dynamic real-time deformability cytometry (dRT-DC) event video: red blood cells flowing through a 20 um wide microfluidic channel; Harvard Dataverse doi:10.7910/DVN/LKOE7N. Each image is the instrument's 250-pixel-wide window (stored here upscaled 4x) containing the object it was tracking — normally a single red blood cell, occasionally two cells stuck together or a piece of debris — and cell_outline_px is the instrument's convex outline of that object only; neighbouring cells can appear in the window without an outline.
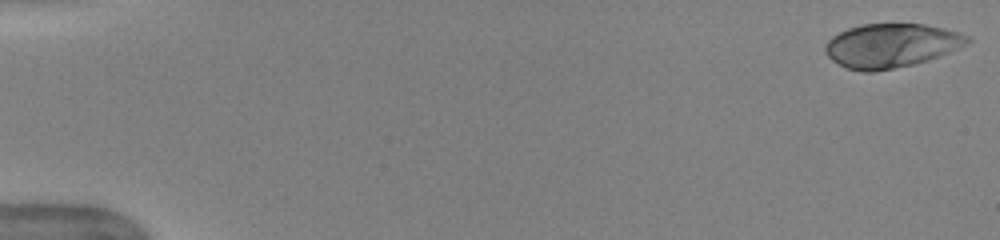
{"species": "human", "species_latin": "Homo sapiens", "temperature_condition": "warm", "stored_images_in_passage": 51, "camera_frame_rate_fps": 3000, "um_per_image_px": 0.085, "donor": {"sex": "female"}, "frame": {"image": 1, "passage_image": 1, "time_ms": 0.0, "image_size_px": [1000, 240], "cell_outline_px": [[972, 40], [948, 52], [928, 60], [912, 64], [872, 72], [864, 72], [848, 68], [832, 60], [828, 56], [824, 48], [824, 44], [832, 36], [848, 28], [864, 24], [924, 24], [944, 28], [968, 36]], "centroid_in_image_um": [75.7, 3.86], "position_along_channel_um": 9.3, "area_um2": 35.89}}
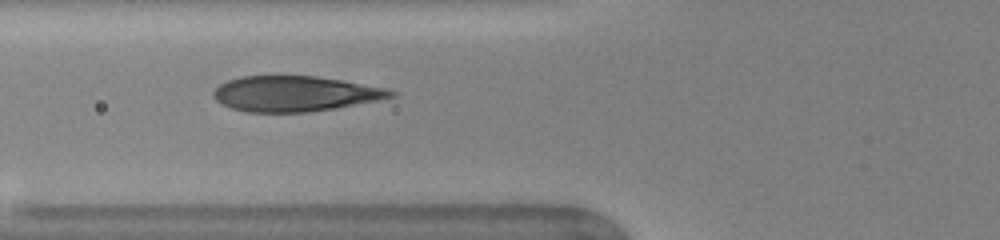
{"frame": {"image": 2, "passage_image": 20, "time_ms": 6.333, "image_size_px": [1000, 240], "cell_outline_px": [[396, 96], [336, 108], [308, 112], [248, 112], [232, 108], [216, 100], [212, 96], [212, 92], [220, 84], [228, 80], [240, 76], [316, 76], [388, 88], [396, 92]], "centroid_in_image_um": [25.06, 7.96], "position_along_channel_um": 100.7, "area_um2": 36.41}}
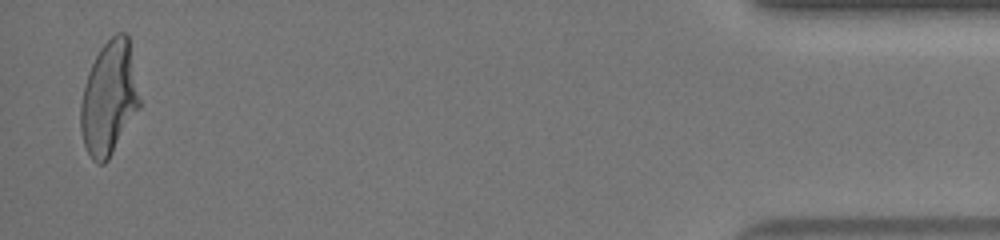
{"frame": {"image": 3, "passage_image": 50, "time_ms": 16.333, "image_size_px": [1000, 240], "cell_outline_px": [[140, 108], [108, 160], [104, 164], [100, 164], [92, 160], [84, 144], [80, 128], [80, 104], [88, 72], [100, 48], [116, 32], [124, 32], [128, 36], [140, 100]], "centroid_in_image_um": [9.26, 8.37], "position_along_channel_um": 425.9, "area_um2": 38.84}, "authors_computed_cell_mechanics": {"area_um2": 37.3966, "velocity_mm_per_s": 3.9911, "shape_relaxation_time_tau1_ms": 5.5231, "shape_relaxation_time_tau2_ms": null, "deformation_change_tau1": 0.2293, "deformation_change_tau2": null}}